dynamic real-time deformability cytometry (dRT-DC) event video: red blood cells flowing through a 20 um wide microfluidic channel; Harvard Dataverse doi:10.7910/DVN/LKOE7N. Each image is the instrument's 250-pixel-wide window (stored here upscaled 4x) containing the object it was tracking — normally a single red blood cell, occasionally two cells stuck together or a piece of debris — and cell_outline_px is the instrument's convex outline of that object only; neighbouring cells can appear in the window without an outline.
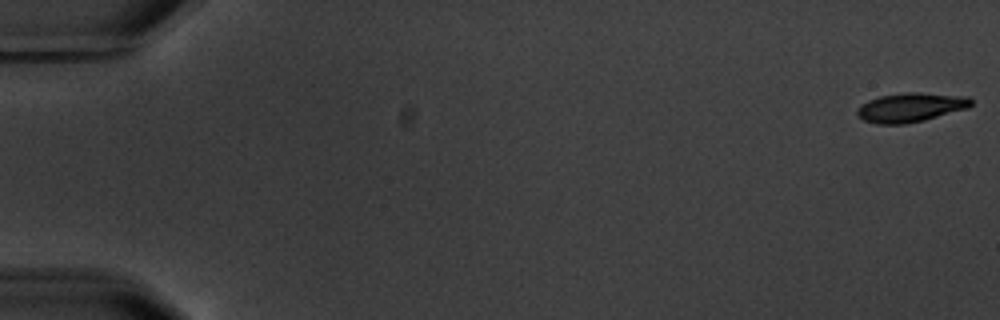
{"species": "common noctule bat (a hibernating species)", "species_latin": "Nyctalus noctula", "temperature_condition": "warm", "stored_images_in_passage": 11, "camera_frame_rate_fps": 3000, "um_per_image_px": 0.085, "animal": {"sex": "male", "body_mass_g": 20.1, "forearm_length_mm": 53.5}, "frame": {"image": 1, "passage_image": 1, "time_ms": 0.0, "image_size_px": [1000, 320], "cell_outline_px": [[972, 104], [968, 108], [924, 120], [904, 124], [876, 124], [864, 120], [856, 116], [856, 112], [868, 100], [880, 96], [908, 92], [916, 92], [968, 96], [972, 100]], "centroid_in_image_um": [77.42, 9.13], "position_along_channel_um": 7.6, "area_um2": 19.25}}
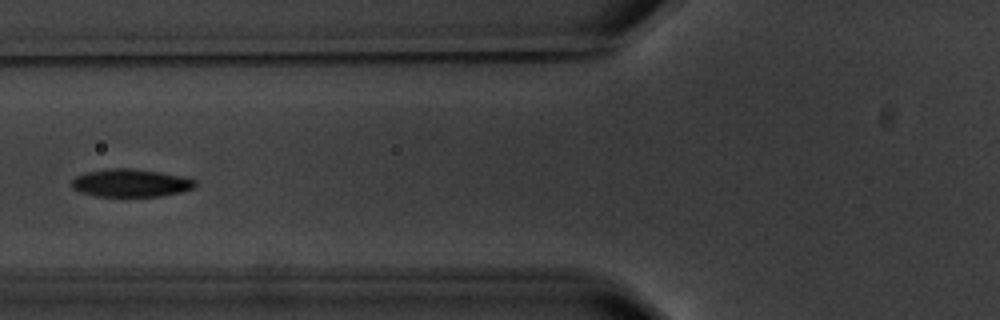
{"frame": {"image": 2, "passage_image": 7, "time_ms": 10.667, "image_size_px": [1000, 320], "cell_outline_px": [[196, 184], [192, 188], [180, 192], [160, 196], [96, 196], [80, 192], [72, 188], [72, 180], [76, 176], [88, 172], [112, 168], [132, 168], [160, 172], [180, 176], [196, 180]], "centroid_in_image_um": [11.1, 15.55], "position_along_channel_um": 114.7, "area_um2": 19.83}}
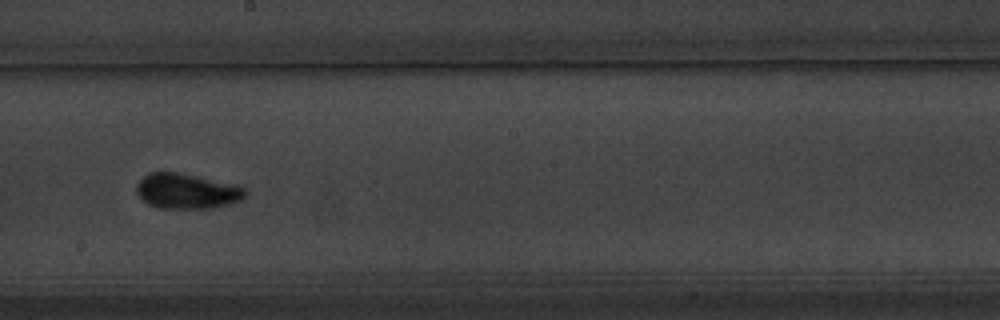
{"frame": {"image": 3, "passage_image": 10, "time_ms": 14.0, "image_size_px": [1000, 320], "cell_outline_px": [[248, 192], [240, 200], [228, 204], [212, 208], [160, 208], [148, 204], [136, 192], [136, 184], [144, 176], [152, 172], [176, 172], [236, 184], [244, 188]], "centroid_in_image_um": [15.88, 16.25], "position_along_channel_um": 232.3, "area_um2": 22.14}}